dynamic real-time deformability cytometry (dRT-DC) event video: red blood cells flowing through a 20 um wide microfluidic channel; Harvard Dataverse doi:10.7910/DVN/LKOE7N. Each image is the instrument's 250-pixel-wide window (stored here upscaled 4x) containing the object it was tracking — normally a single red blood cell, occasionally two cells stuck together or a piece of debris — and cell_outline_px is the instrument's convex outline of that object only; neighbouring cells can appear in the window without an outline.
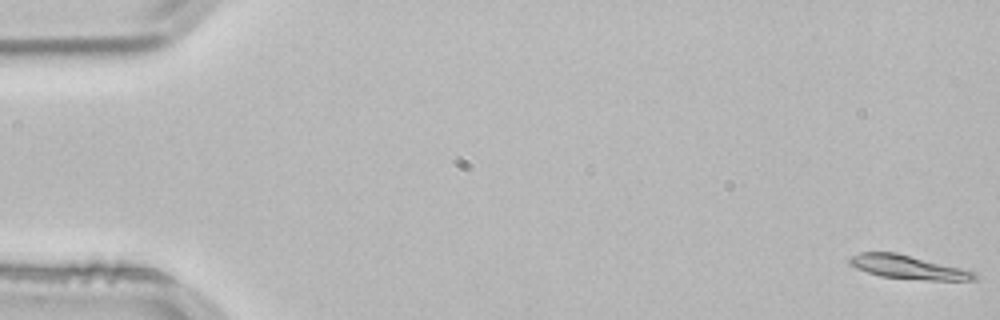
{"species": "common noctule bat (a hibernating species)", "species_latin": "Nyctalus noctula", "temperature_condition": "room temperature", "stored_images_in_passage": 54, "camera_frame_rate_fps": 3000, "um_per_image_px": 0.085, "animal": {"sex": "male", "body_mass_g": 21.5, "forearm_length_mm": 52.0}, "frame": {"image": 1, "passage_image": 1, "time_ms": 0.0, "image_size_px": [1000, 320], "cell_outline_px": [[976, 280], [928, 280], [880, 276], [856, 268], [848, 264], [848, 260], [852, 256], [860, 252], [896, 252], [976, 272]], "centroid_in_image_um": [77.14, 22.7], "position_along_channel_um": 7.9, "area_um2": 16.94}}
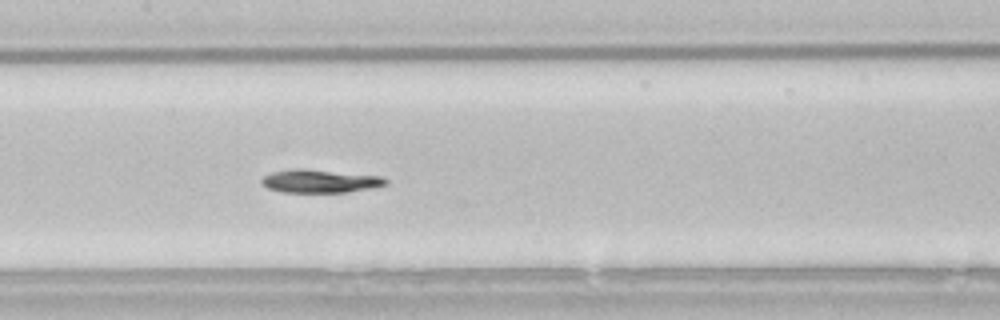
{"frame": {"image": 2, "passage_image": 26, "time_ms": 8.333, "image_size_px": [1000, 320], "cell_outline_px": [[388, 184], [372, 188], [348, 192], [280, 192], [268, 188], [260, 184], [260, 180], [264, 176], [272, 172], [292, 168], [304, 168], [384, 176], [388, 180]], "centroid_in_image_um": [27.2, 15.38], "position_along_channel_um": 180.2, "area_um2": 17.11}}
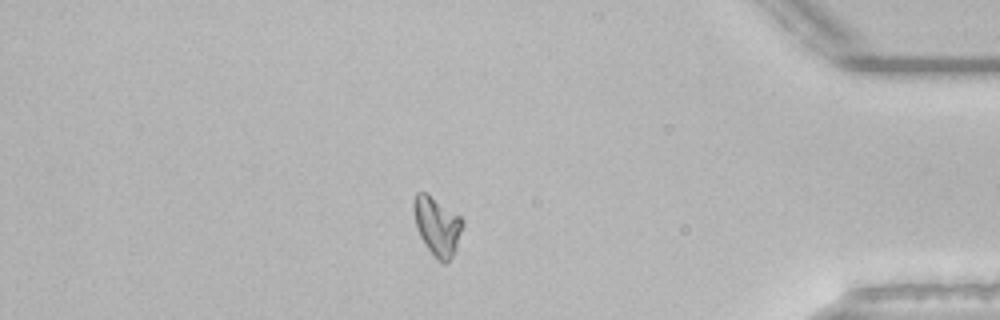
{"frame": {"image": 3, "passage_image": 46, "time_ms": 15.0, "image_size_px": [1000, 320], "cell_outline_px": [[464, 224], [456, 248], [448, 264], [444, 264], [424, 244], [416, 228], [412, 208], [412, 200], [416, 192], [428, 192], [460, 216], [464, 220]], "centroid_in_image_um": [37.14, 19.16], "position_along_channel_um": 398.1, "area_um2": 16.94}, "authors_computed_cell_mechanics": {"area_um2": 17.051, "velocity_mm_per_s": 3.8076, "shape_relaxation_time_tau1_ms": 9.3974, "shape_relaxation_time_tau2_ms": null, "deformation_change_tau1": 0.2156, "deformation_change_tau2": null}}